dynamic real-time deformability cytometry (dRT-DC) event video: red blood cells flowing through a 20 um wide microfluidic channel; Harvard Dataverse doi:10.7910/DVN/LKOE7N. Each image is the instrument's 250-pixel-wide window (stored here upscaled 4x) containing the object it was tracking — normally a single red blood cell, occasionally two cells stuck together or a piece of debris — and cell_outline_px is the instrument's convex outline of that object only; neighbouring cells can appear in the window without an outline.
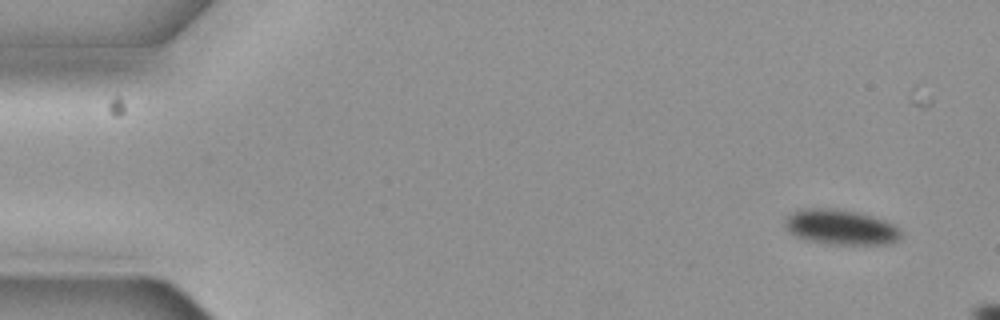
{"species": "common noctule bat (a hibernating species)", "species_latin": "Nyctalus noctula", "temperature_condition": "cold", "stored_images_in_passage": 3, "camera_frame_rate_fps": 3000, "um_per_image_px": 0.085, "animal": {"sex": "female", "body_mass_g": 19.3, "forearm_length_mm": 54.1}, "frame": {"image": 1, "passage_image": 1, "time_ms": 0.0, "image_size_px": [1000, 320], "cell_outline_px": [[900, 236], [896, 240], [888, 244], [832, 244], [804, 240], [788, 232], [784, 224], [784, 220], [792, 212], [800, 208], [836, 208], [860, 212], [888, 220], [896, 224], [900, 228]], "centroid_in_image_um": [71.46, 19.28], "position_along_channel_um": 13.5, "area_um2": 24.22}}